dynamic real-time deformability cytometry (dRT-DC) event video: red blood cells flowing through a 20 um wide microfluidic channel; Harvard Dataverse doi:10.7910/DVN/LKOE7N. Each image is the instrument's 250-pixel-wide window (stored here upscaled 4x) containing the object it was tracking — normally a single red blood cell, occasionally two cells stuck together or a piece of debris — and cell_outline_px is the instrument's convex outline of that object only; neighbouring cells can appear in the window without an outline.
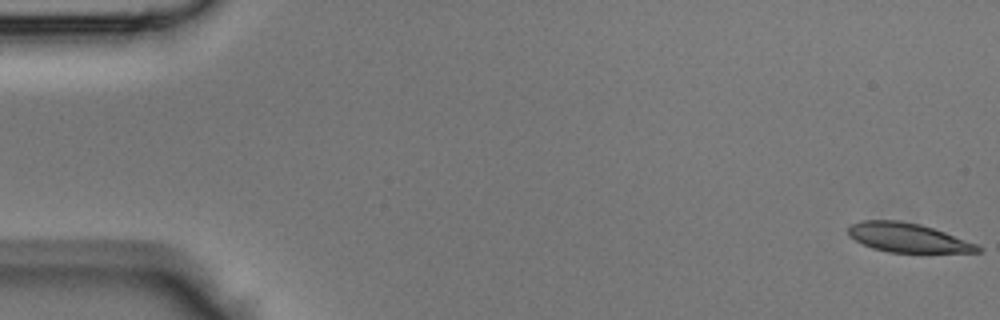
{"species": "Egyptian fruit bat (a non-hibernating species)", "species_latin": "Rousettus aegyptiacus", "temperature_condition": "room temperature", "stored_images_in_passage": 11, "camera_frame_rate_fps": 3000, "um_per_image_px": 0.085, "animal": {"sex": "male"}, "frame": {"image": 1, "passage_image": 1, "time_ms": 0.0, "image_size_px": [1000, 320], "cell_outline_px": [[984, 248], [980, 252], [888, 252], [872, 248], [848, 236], [848, 224], [860, 220], [900, 220], [920, 224], [944, 232], [976, 244]], "centroid_in_image_um": [77.11, 20.19], "position_along_channel_um": 7.9, "area_um2": 21.91}}